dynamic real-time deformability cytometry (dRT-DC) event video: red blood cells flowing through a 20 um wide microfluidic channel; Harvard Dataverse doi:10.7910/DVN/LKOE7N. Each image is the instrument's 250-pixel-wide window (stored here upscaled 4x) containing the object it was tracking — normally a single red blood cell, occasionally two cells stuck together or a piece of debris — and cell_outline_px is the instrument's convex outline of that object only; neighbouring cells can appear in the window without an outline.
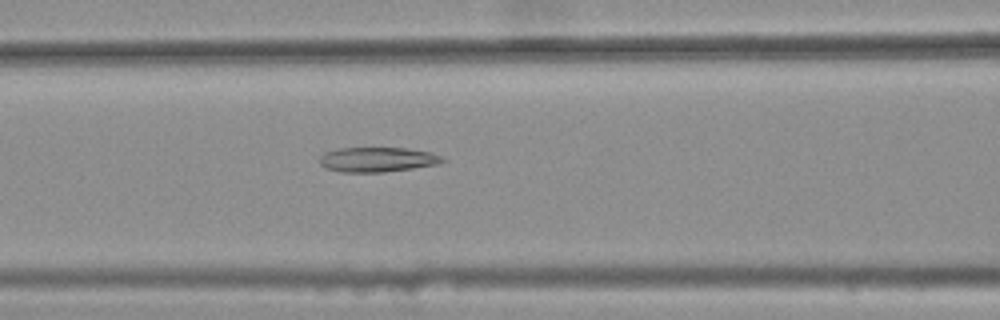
{"species": "common noctule bat (a hibernating species)", "species_latin": "Nyctalus noctula", "temperature_condition": "warm", "stored_images_in_passage": 34, "camera_frame_rate_fps": 3000, "um_per_image_px": 0.085, "animal": {"sex": "female", "body_mass_g": 25.1}, "frame": {"image": 1, "passage_image": 8, "time_ms": 2.333, "image_size_px": [1000, 320], "cell_outline_px": [[448, 160], [436, 164], [412, 168], [380, 172], [340, 172], [324, 168], [320, 164], [320, 156], [324, 152], [340, 148], [408, 148], [432, 152]], "centroid_in_image_um": [32.06, 13.55], "position_along_channel_um": 134.5, "area_um2": 17.74}}
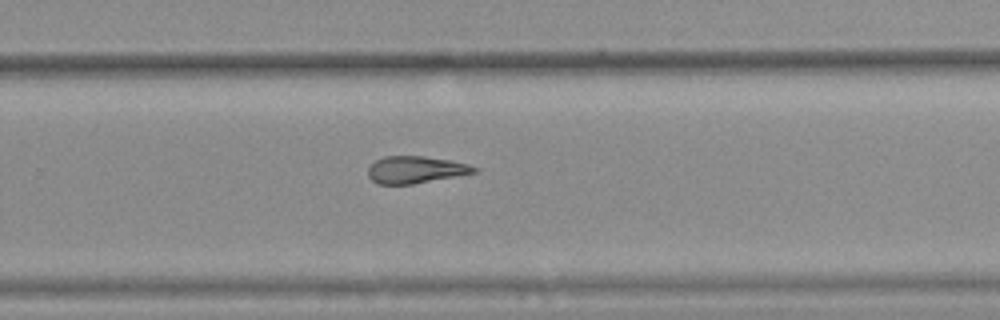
{"frame": {"image": 2, "passage_image": 21, "time_ms": 6.667, "image_size_px": [1000, 320], "cell_outline_px": [[480, 172], [412, 184], [376, 184], [368, 176], [368, 168], [376, 160], [384, 156], [424, 156], [448, 160], [468, 164], [480, 168]], "centroid_in_image_um": [35.35, 14.43], "position_along_channel_um": 294.4, "area_um2": 16.82}}
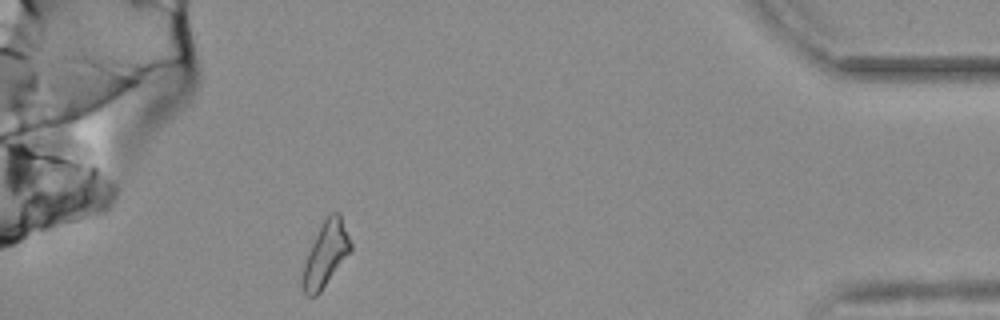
{"frame": {"image": 3, "passage_image": 34, "time_ms": 11.0, "image_size_px": [1000, 320], "cell_outline_px": [[352, 252], [320, 292], [316, 296], [308, 296], [304, 292], [300, 284], [300, 280], [304, 264], [308, 252], [328, 212], [340, 212], [352, 244]], "centroid_in_image_um": [27.7, 21.62], "position_along_channel_um": 407.5, "area_um2": 18.32}, "authors_computed_cell_mechanics": {"area_um2": 17.6001, "velocity_mm_per_s": 3.7029, "shape_relaxation_time_tau1_ms": null, "shape_relaxation_time_tau2_ms": 5.6832, "deformation_change_tau1": null, "deformation_change_tau2": 0.1806}}